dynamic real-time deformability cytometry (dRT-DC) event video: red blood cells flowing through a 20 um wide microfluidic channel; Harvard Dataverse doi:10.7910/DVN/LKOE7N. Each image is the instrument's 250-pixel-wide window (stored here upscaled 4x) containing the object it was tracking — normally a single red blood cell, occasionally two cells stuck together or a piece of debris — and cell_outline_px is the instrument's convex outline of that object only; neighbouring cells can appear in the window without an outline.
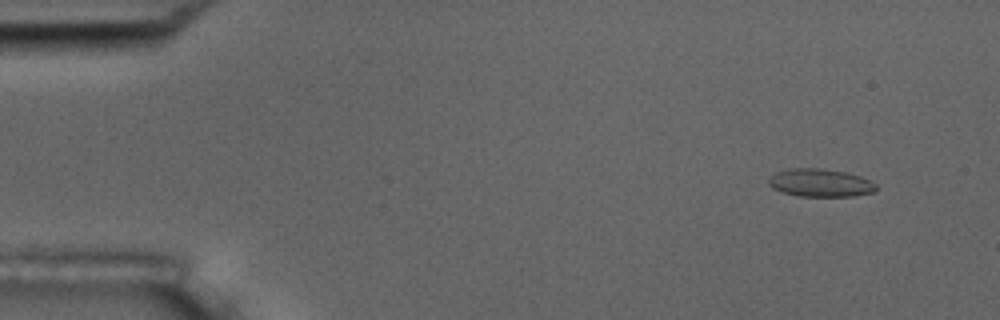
{"species": "common noctule bat (a hibernating species)", "species_latin": "Nyctalus noctula", "temperature_condition": "room temperature", "stored_images_in_passage": 10, "camera_frame_rate_fps": 3000, "um_per_image_px": 0.085, "animal": {"sex": "male", "body_mass_g": 17.5, "forearm_length_mm": 52.3}, "frame": {"image": 1, "passage_image": 1, "time_ms": 0.0, "image_size_px": [1000, 320], "cell_outline_px": [[876, 192], [852, 196], [796, 196], [772, 188], [768, 184], [768, 176], [776, 172], [792, 168], [820, 168], [844, 172], [860, 176], [876, 184]], "centroid_in_image_um": [69.69, 15.54], "position_along_channel_um": 15.3, "area_um2": 17.51}}
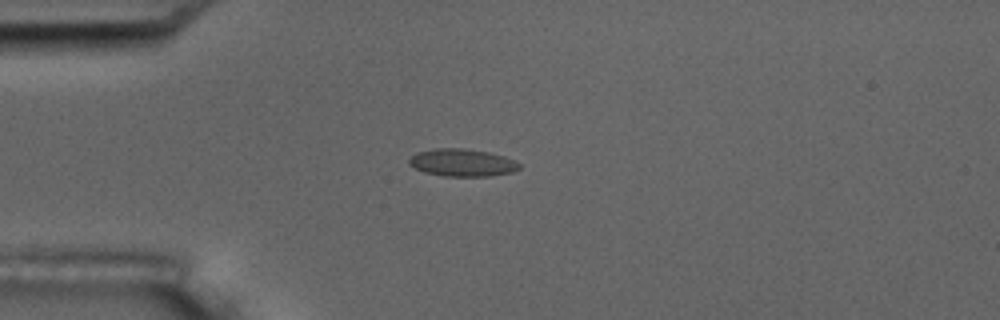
{"frame": {"image": 2, "passage_image": 4, "time_ms": 3.333, "image_size_px": [1000, 320], "cell_outline_px": [[520, 168], [512, 172], [488, 176], [444, 176], [424, 172], [408, 164], [408, 160], [416, 152], [436, 148], [464, 148], [488, 152], [504, 156], [520, 164]], "centroid_in_image_um": [39.26, 13.82], "position_along_channel_um": 45.7, "area_um2": 17.57}}